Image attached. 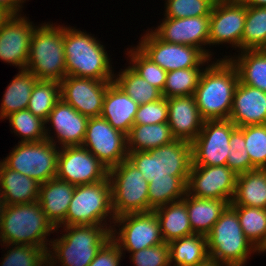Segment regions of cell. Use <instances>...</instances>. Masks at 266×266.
<instances>
[{"label":"cell","instance_id":"1","mask_svg":"<svg viewBox=\"0 0 266 266\" xmlns=\"http://www.w3.org/2000/svg\"><path fill=\"white\" fill-rule=\"evenodd\" d=\"M220 59L207 64L194 92L196 105L204 120L229 119L232 110L239 75L229 58Z\"/></svg>","mask_w":266,"mask_h":266},{"label":"cell","instance_id":"2","mask_svg":"<svg viewBox=\"0 0 266 266\" xmlns=\"http://www.w3.org/2000/svg\"><path fill=\"white\" fill-rule=\"evenodd\" d=\"M75 28L64 26L66 75L114 81V68L105 46L94 35Z\"/></svg>","mask_w":266,"mask_h":266},{"label":"cell","instance_id":"3","mask_svg":"<svg viewBox=\"0 0 266 266\" xmlns=\"http://www.w3.org/2000/svg\"><path fill=\"white\" fill-rule=\"evenodd\" d=\"M58 228L64 231L62 236L51 239L48 266H88L111 238V230L106 226H58L56 233H59Z\"/></svg>","mask_w":266,"mask_h":266},{"label":"cell","instance_id":"4","mask_svg":"<svg viewBox=\"0 0 266 266\" xmlns=\"http://www.w3.org/2000/svg\"><path fill=\"white\" fill-rule=\"evenodd\" d=\"M55 231L38 201L6 205L0 222V244L36 246L48 252L51 238L47 236Z\"/></svg>","mask_w":266,"mask_h":266},{"label":"cell","instance_id":"5","mask_svg":"<svg viewBox=\"0 0 266 266\" xmlns=\"http://www.w3.org/2000/svg\"><path fill=\"white\" fill-rule=\"evenodd\" d=\"M26 70L38 80L61 82L66 75L64 25L39 24L33 32Z\"/></svg>","mask_w":266,"mask_h":266},{"label":"cell","instance_id":"6","mask_svg":"<svg viewBox=\"0 0 266 266\" xmlns=\"http://www.w3.org/2000/svg\"><path fill=\"white\" fill-rule=\"evenodd\" d=\"M208 254L223 266H245L255 247L243 233L237 212L228 205L206 236Z\"/></svg>","mask_w":266,"mask_h":266},{"label":"cell","instance_id":"7","mask_svg":"<svg viewBox=\"0 0 266 266\" xmlns=\"http://www.w3.org/2000/svg\"><path fill=\"white\" fill-rule=\"evenodd\" d=\"M115 218L112 208L111 184L108 177L94 184L75 186L66 213V226H106L111 230L113 226L111 224L114 223Z\"/></svg>","mask_w":266,"mask_h":266},{"label":"cell","instance_id":"8","mask_svg":"<svg viewBox=\"0 0 266 266\" xmlns=\"http://www.w3.org/2000/svg\"><path fill=\"white\" fill-rule=\"evenodd\" d=\"M115 217L149 212L148 181L128 159L108 171Z\"/></svg>","mask_w":266,"mask_h":266},{"label":"cell","instance_id":"9","mask_svg":"<svg viewBox=\"0 0 266 266\" xmlns=\"http://www.w3.org/2000/svg\"><path fill=\"white\" fill-rule=\"evenodd\" d=\"M17 144L12 152L1 160L7 168L40 184L56 178L60 147L49 140Z\"/></svg>","mask_w":266,"mask_h":266},{"label":"cell","instance_id":"10","mask_svg":"<svg viewBox=\"0 0 266 266\" xmlns=\"http://www.w3.org/2000/svg\"><path fill=\"white\" fill-rule=\"evenodd\" d=\"M116 226L120 228L116 229ZM111 239L124 255L126 251L133 253L164 243L160 222L154 211L116 217L111 229Z\"/></svg>","mask_w":266,"mask_h":266},{"label":"cell","instance_id":"11","mask_svg":"<svg viewBox=\"0 0 266 266\" xmlns=\"http://www.w3.org/2000/svg\"><path fill=\"white\" fill-rule=\"evenodd\" d=\"M236 128L230 119L204 120L199 135L191 142L192 165H226L230 136Z\"/></svg>","mask_w":266,"mask_h":266},{"label":"cell","instance_id":"12","mask_svg":"<svg viewBox=\"0 0 266 266\" xmlns=\"http://www.w3.org/2000/svg\"><path fill=\"white\" fill-rule=\"evenodd\" d=\"M82 146L108 169L128 157L127 135L114 129L101 116L89 118Z\"/></svg>","mask_w":266,"mask_h":266},{"label":"cell","instance_id":"13","mask_svg":"<svg viewBox=\"0 0 266 266\" xmlns=\"http://www.w3.org/2000/svg\"><path fill=\"white\" fill-rule=\"evenodd\" d=\"M147 30L137 47L167 72L198 67L207 58L197 47L164 42Z\"/></svg>","mask_w":266,"mask_h":266},{"label":"cell","instance_id":"14","mask_svg":"<svg viewBox=\"0 0 266 266\" xmlns=\"http://www.w3.org/2000/svg\"><path fill=\"white\" fill-rule=\"evenodd\" d=\"M109 169L83 146L60 148L56 178L73 185L94 184L108 177Z\"/></svg>","mask_w":266,"mask_h":266},{"label":"cell","instance_id":"15","mask_svg":"<svg viewBox=\"0 0 266 266\" xmlns=\"http://www.w3.org/2000/svg\"><path fill=\"white\" fill-rule=\"evenodd\" d=\"M237 174L227 165H192L187 182L191 196L219 199L231 203L236 189Z\"/></svg>","mask_w":266,"mask_h":266},{"label":"cell","instance_id":"16","mask_svg":"<svg viewBox=\"0 0 266 266\" xmlns=\"http://www.w3.org/2000/svg\"><path fill=\"white\" fill-rule=\"evenodd\" d=\"M113 81L66 76L60 82V97L77 112L87 117H99L107 87Z\"/></svg>","mask_w":266,"mask_h":266},{"label":"cell","instance_id":"17","mask_svg":"<svg viewBox=\"0 0 266 266\" xmlns=\"http://www.w3.org/2000/svg\"><path fill=\"white\" fill-rule=\"evenodd\" d=\"M246 5L240 1L215 3L209 20V47L225 43L241 51Z\"/></svg>","mask_w":266,"mask_h":266},{"label":"cell","instance_id":"18","mask_svg":"<svg viewBox=\"0 0 266 266\" xmlns=\"http://www.w3.org/2000/svg\"><path fill=\"white\" fill-rule=\"evenodd\" d=\"M209 20L210 16L163 18L151 31L164 42L197 47L211 58L213 52L205 47L209 46Z\"/></svg>","mask_w":266,"mask_h":266},{"label":"cell","instance_id":"19","mask_svg":"<svg viewBox=\"0 0 266 266\" xmlns=\"http://www.w3.org/2000/svg\"><path fill=\"white\" fill-rule=\"evenodd\" d=\"M37 25L25 15L12 16L0 28V60L26 70L31 38Z\"/></svg>","mask_w":266,"mask_h":266},{"label":"cell","instance_id":"20","mask_svg":"<svg viewBox=\"0 0 266 266\" xmlns=\"http://www.w3.org/2000/svg\"><path fill=\"white\" fill-rule=\"evenodd\" d=\"M88 120L89 117L80 114L71 105L60 99L45 120L46 140L60 148L82 146ZM47 124L54 130L53 135L56 137L51 135V128Z\"/></svg>","mask_w":266,"mask_h":266},{"label":"cell","instance_id":"21","mask_svg":"<svg viewBox=\"0 0 266 266\" xmlns=\"http://www.w3.org/2000/svg\"><path fill=\"white\" fill-rule=\"evenodd\" d=\"M176 140L192 142L200 133L204 119L194 95L168 98V121Z\"/></svg>","mask_w":266,"mask_h":266},{"label":"cell","instance_id":"22","mask_svg":"<svg viewBox=\"0 0 266 266\" xmlns=\"http://www.w3.org/2000/svg\"><path fill=\"white\" fill-rule=\"evenodd\" d=\"M229 119L236 127L266 124V92L239 81Z\"/></svg>","mask_w":266,"mask_h":266},{"label":"cell","instance_id":"23","mask_svg":"<svg viewBox=\"0 0 266 266\" xmlns=\"http://www.w3.org/2000/svg\"><path fill=\"white\" fill-rule=\"evenodd\" d=\"M75 186L58 178H53L46 183L40 184L38 203L55 228L66 226V213L72 200Z\"/></svg>","mask_w":266,"mask_h":266},{"label":"cell","instance_id":"24","mask_svg":"<svg viewBox=\"0 0 266 266\" xmlns=\"http://www.w3.org/2000/svg\"><path fill=\"white\" fill-rule=\"evenodd\" d=\"M138 108L139 104L113 81L105 92L101 117L114 129L128 135Z\"/></svg>","mask_w":266,"mask_h":266},{"label":"cell","instance_id":"25","mask_svg":"<svg viewBox=\"0 0 266 266\" xmlns=\"http://www.w3.org/2000/svg\"><path fill=\"white\" fill-rule=\"evenodd\" d=\"M40 183L7 168L0 161V193L6 205L38 201Z\"/></svg>","mask_w":266,"mask_h":266},{"label":"cell","instance_id":"26","mask_svg":"<svg viewBox=\"0 0 266 266\" xmlns=\"http://www.w3.org/2000/svg\"><path fill=\"white\" fill-rule=\"evenodd\" d=\"M188 218L194 234L207 236L229 203L225 200L206 199L185 195Z\"/></svg>","mask_w":266,"mask_h":266},{"label":"cell","instance_id":"27","mask_svg":"<svg viewBox=\"0 0 266 266\" xmlns=\"http://www.w3.org/2000/svg\"><path fill=\"white\" fill-rule=\"evenodd\" d=\"M229 205L266 209V169L238 174L235 194Z\"/></svg>","mask_w":266,"mask_h":266},{"label":"cell","instance_id":"28","mask_svg":"<svg viewBox=\"0 0 266 266\" xmlns=\"http://www.w3.org/2000/svg\"><path fill=\"white\" fill-rule=\"evenodd\" d=\"M160 222L161 235L165 243L194 234L183 199L153 210Z\"/></svg>","mask_w":266,"mask_h":266},{"label":"cell","instance_id":"29","mask_svg":"<svg viewBox=\"0 0 266 266\" xmlns=\"http://www.w3.org/2000/svg\"><path fill=\"white\" fill-rule=\"evenodd\" d=\"M238 55L224 56L235 65L239 81L266 92V49L243 50Z\"/></svg>","mask_w":266,"mask_h":266},{"label":"cell","instance_id":"30","mask_svg":"<svg viewBox=\"0 0 266 266\" xmlns=\"http://www.w3.org/2000/svg\"><path fill=\"white\" fill-rule=\"evenodd\" d=\"M37 78L27 70H19L5 90L0 107V119L20 110H26Z\"/></svg>","mask_w":266,"mask_h":266},{"label":"cell","instance_id":"31","mask_svg":"<svg viewBox=\"0 0 266 266\" xmlns=\"http://www.w3.org/2000/svg\"><path fill=\"white\" fill-rule=\"evenodd\" d=\"M168 244L170 266H198L209 257L205 235L192 234Z\"/></svg>","mask_w":266,"mask_h":266},{"label":"cell","instance_id":"32","mask_svg":"<svg viewBox=\"0 0 266 266\" xmlns=\"http://www.w3.org/2000/svg\"><path fill=\"white\" fill-rule=\"evenodd\" d=\"M176 140L167 122L133 125L127 135L128 152L148 151Z\"/></svg>","mask_w":266,"mask_h":266},{"label":"cell","instance_id":"33","mask_svg":"<svg viewBox=\"0 0 266 266\" xmlns=\"http://www.w3.org/2000/svg\"><path fill=\"white\" fill-rule=\"evenodd\" d=\"M189 176L152 178L148 183L149 212L184 198Z\"/></svg>","mask_w":266,"mask_h":266},{"label":"cell","instance_id":"34","mask_svg":"<svg viewBox=\"0 0 266 266\" xmlns=\"http://www.w3.org/2000/svg\"><path fill=\"white\" fill-rule=\"evenodd\" d=\"M119 74L114 75V82L137 104L155 102L162 98V92L149 84L129 65L125 69H120Z\"/></svg>","mask_w":266,"mask_h":266},{"label":"cell","instance_id":"35","mask_svg":"<svg viewBox=\"0 0 266 266\" xmlns=\"http://www.w3.org/2000/svg\"><path fill=\"white\" fill-rule=\"evenodd\" d=\"M162 171L171 176H189L192 167L191 143L174 140L161 146Z\"/></svg>","mask_w":266,"mask_h":266},{"label":"cell","instance_id":"36","mask_svg":"<svg viewBox=\"0 0 266 266\" xmlns=\"http://www.w3.org/2000/svg\"><path fill=\"white\" fill-rule=\"evenodd\" d=\"M212 58L207 57L198 67L167 72L162 96L165 98L194 95L202 71ZM202 67V68H201Z\"/></svg>","mask_w":266,"mask_h":266},{"label":"cell","instance_id":"37","mask_svg":"<svg viewBox=\"0 0 266 266\" xmlns=\"http://www.w3.org/2000/svg\"><path fill=\"white\" fill-rule=\"evenodd\" d=\"M266 49V7L246 6L241 51Z\"/></svg>","mask_w":266,"mask_h":266},{"label":"cell","instance_id":"38","mask_svg":"<svg viewBox=\"0 0 266 266\" xmlns=\"http://www.w3.org/2000/svg\"><path fill=\"white\" fill-rule=\"evenodd\" d=\"M60 99V82L37 80L33 86L27 109L45 121Z\"/></svg>","mask_w":266,"mask_h":266},{"label":"cell","instance_id":"39","mask_svg":"<svg viewBox=\"0 0 266 266\" xmlns=\"http://www.w3.org/2000/svg\"><path fill=\"white\" fill-rule=\"evenodd\" d=\"M9 120L12 133L21 138L18 142L46 140L45 121L28 109L14 112L5 118Z\"/></svg>","mask_w":266,"mask_h":266},{"label":"cell","instance_id":"40","mask_svg":"<svg viewBox=\"0 0 266 266\" xmlns=\"http://www.w3.org/2000/svg\"><path fill=\"white\" fill-rule=\"evenodd\" d=\"M125 54L128 56L126 58L129 60V66L149 84L163 92L167 71L149 59L137 46L127 48Z\"/></svg>","mask_w":266,"mask_h":266},{"label":"cell","instance_id":"41","mask_svg":"<svg viewBox=\"0 0 266 266\" xmlns=\"http://www.w3.org/2000/svg\"><path fill=\"white\" fill-rule=\"evenodd\" d=\"M238 215L246 238L256 247L266 234V209L249 206H231Z\"/></svg>","mask_w":266,"mask_h":266},{"label":"cell","instance_id":"42","mask_svg":"<svg viewBox=\"0 0 266 266\" xmlns=\"http://www.w3.org/2000/svg\"><path fill=\"white\" fill-rule=\"evenodd\" d=\"M7 249L0 266H48L47 251L45 249L28 246L5 244ZM11 247V248H10Z\"/></svg>","mask_w":266,"mask_h":266},{"label":"cell","instance_id":"43","mask_svg":"<svg viewBox=\"0 0 266 266\" xmlns=\"http://www.w3.org/2000/svg\"><path fill=\"white\" fill-rule=\"evenodd\" d=\"M244 134L245 146L251 163L266 169V124L238 127Z\"/></svg>","mask_w":266,"mask_h":266},{"label":"cell","instance_id":"44","mask_svg":"<svg viewBox=\"0 0 266 266\" xmlns=\"http://www.w3.org/2000/svg\"><path fill=\"white\" fill-rule=\"evenodd\" d=\"M164 18L210 16L213 0H165Z\"/></svg>","mask_w":266,"mask_h":266},{"label":"cell","instance_id":"45","mask_svg":"<svg viewBox=\"0 0 266 266\" xmlns=\"http://www.w3.org/2000/svg\"><path fill=\"white\" fill-rule=\"evenodd\" d=\"M127 159L140 170L148 183L152 178L169 177L162 171L161 146L148 151L128 152Z\"/></svg>","mask_w":266,"mask_h":266},{"label":"cell","instance_id":"46","mask_svg":"<svg viewBox=\"0 0 266 266\" xmlns=\"http://www.w3.org/2000/svg\"><path fill=\"white\" fill-rule=\"evenodd\" d=\"M226 165L237 175L257 169L249 158L243 132L237 127L230 136Z\"/></svg>","mask_w":266,"mask_h":266},{"label":"cell","instance_id":"47","mask_svg":"<svg viewBox=\"0 0 266 266\" xmlns=\"http://www.w3.org/2000/svg\"><path fill=\"white\" fill-rule=\"evenodd\" d=\"M130 254L134 266H170L169 244L165 242Z\"/></svg>","mask_w":266,"mask_h":266},{"label":"cell","instance_id":"48","mask_svg":"<svg viewBox=\"0 0 266 266\" xmlns=\"http://www.w3.org/2000/svg\"><path fill=\"white\" fill-rule=\"evenodd\" d=\"M168 121V99L162 97L155 102L139 105L134 125L157 124Z\"/></svg>","mask_w":266,"mask_h":266},{"label":"cell","instance_id":"49","mask_svg":"<svg viewBox=\"0 0 266 266\" xmlns=\"http://www.w3.org/2000/svg\"><path fill=\"white\" fill-rule=\"evenodd\" d=\"M123 256L118 245L110 238L88 266H119Z\"/></svg>","mask_w":266,"mask_h":266},{"label":"cell","instance_id":"50","mask_svg":"<svg viewBox=\"0 0 266 266\" xmlns=\"http://www.w3.org/2000/svg\"><path fill=\"white\" fill-rule=\"evenodd\" d=\"M26 0H0V6L8 10L13 16L23 15L22 7Z\"/></svg>","mask_w":266,"mask_h":266},{"label":"cell","instance_id":"51","mask_svg":"<svg viewBox=\"0 0 266 266\" xmlns=\"http://www.w3.org/2000/svg\"><path fill=\"white\" fill-rule=\"evenodd\" d=\"M246 6L266 7V0H238Z\"/></svg>","mask_w":266,"mask_h":266},{"label":"cell","instance_id":"52","mask_svg":"<svg viewBox=\"0 0 266 266\" xmlns=\"http://www.w3.org/2000/svg\"><path fill=\"white\" fill-rule=\"evenodd\" d=\"M266 253V234L263 236L262 240L255 247V253Z\"/></svg>","mask_w":266,"mask_h":266},{"label":"cell","instance_id":"53","mask_svg":"<svg viewBox=\"0 0 266 266\" xmlns=\"http://www.w3.org/2000/svg\"><path fill=\"white\" fill-rule=\"evenodd\" d=\"M198 266H223L215 259L208 257L205 261L201 262Z\"/></svg>","mask_w":266,"mask_h":266},{"label":"cell","instance_id":"54","mask_svg":"<svg viewBox=\"0 0 266 266\" xmlns=\"http://www.w3.org/2000/svg\"><path fill=\"white\" fill-rule=\"evenodd\" d=\"M5 202H4V199L0 193V222H1V219H2V215H3V212H4V209H5Z\"/></svg>","mask_w":266,"mask_h":266},{"label":"cell","instance_id":"55","mask_svg":"<svg viewBox=\"0 0 266 266\" xmlns=\"http://www.w3.org/2000/svg\"><path fill=\"white\" fill-rule=\"evenodd\" d=\"M215 3H219V2H234V1H238V0H213Z\"/></svg>","mask_w":266,"mask_h":266}]
</instances>
